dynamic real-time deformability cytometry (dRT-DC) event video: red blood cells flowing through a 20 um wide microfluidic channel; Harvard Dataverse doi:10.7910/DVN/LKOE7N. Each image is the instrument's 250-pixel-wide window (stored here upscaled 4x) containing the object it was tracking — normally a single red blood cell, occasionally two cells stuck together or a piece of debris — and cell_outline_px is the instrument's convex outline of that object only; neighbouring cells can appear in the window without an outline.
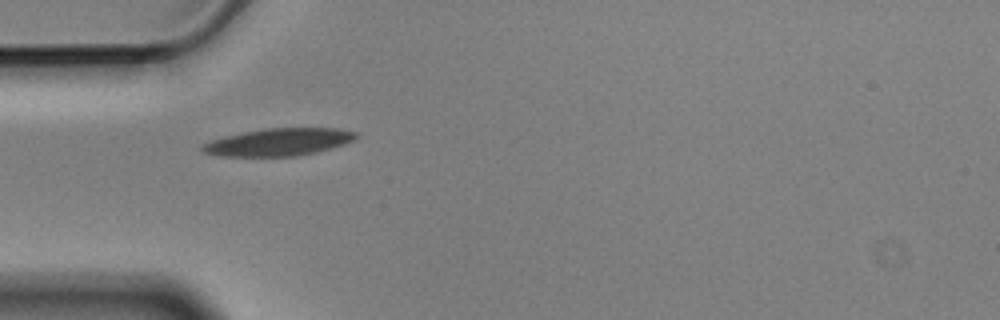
{"species": "Egyptian fruit bat (a non-hibernating species)", "species_latin": "Rousettus aegyptiacus", "temperature_condition": "cold", "stored_images_in_passage": 2, "camera_frame_rate_fps": 3000, "um_per_image_px": 0.085, "animal": {"sex": "male"}, "frame": {"image": 1, "passage_image": 1, "time_ms": 0.0, "image_size_px": [1000, 320], "cell_outline_px": [[360, 136], [344, 144], [332, 148], [316, 152], [296, 156], [220, 156], [204, 152], [200, 148], [200, 144], [224, 136], [264, 128], [336, 128], [356, 132]], "centroid_in_image_um": [23.68, 12.07], "position_along_channel_um": 61.3, "area_um2": 24.57}}
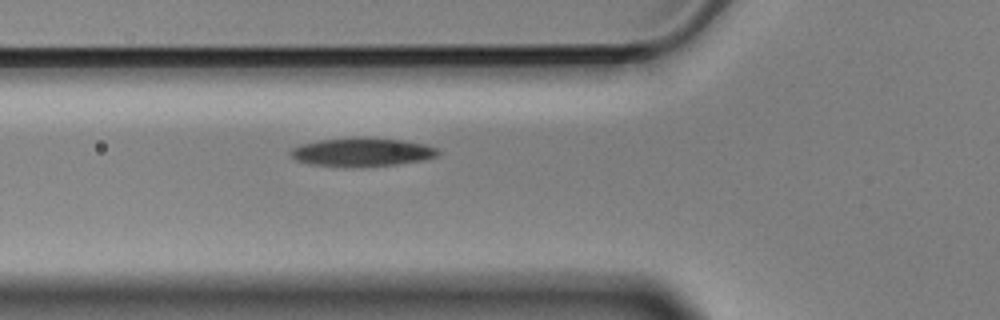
{"frame": {"image": 2, "passage_image": 2, "time_ms": 0.333, "image_size_px": [1000, 320], "cell_outline_px": [[440, 156], [428, 160], [396, 164], [348, 168], [336, 168], [308, 164], [296, 160], [288, 156], [288, 152], [292, 148], [300, 144], [320, 140], [352, 136], [360, 136], [400, 140], [424, 144], [436, 148], [440, 152]], "centroid_in_image_um": [30.72, 12.94], "position_along_channel_um": 95.1, "area_um2": 25.49}}